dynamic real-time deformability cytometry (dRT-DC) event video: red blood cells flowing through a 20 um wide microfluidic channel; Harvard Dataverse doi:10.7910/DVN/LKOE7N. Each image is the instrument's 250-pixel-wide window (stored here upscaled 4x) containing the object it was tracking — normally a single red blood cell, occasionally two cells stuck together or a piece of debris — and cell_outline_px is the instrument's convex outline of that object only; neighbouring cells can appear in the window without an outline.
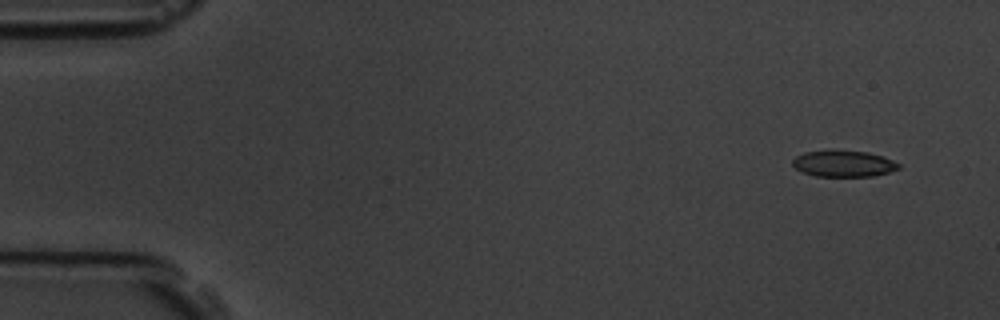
{"species": "common noctule bat (a hibernating species)", "species_latin": "Nyctalus noctula", "temperature_condition": "room temperature", "stored_images_in_passage": 5, "camera_frame_rate_fps": 3000, "um_per_image_px": 0.085, "animal": {"sex": "male", "body_mass_g": 19.5, "forearm_length_mm": 54.6}, "frame": {"image": 1, "passage_image": 1, "time_ms": 0.0, "image_size_px": [1000, 320], "cell_outline_px": [[900, 168], [888, 172], [872, 176], [816, 176], [804, 172], [796, 168], [792, 164], [792, 160], [796, 156], [804, 152], [868, 152], [892, 160], [900, 164]], "centroid_in_image_um": [71.71, 13.94], "position_along_channel_um": 13.3, "area_um2": 15.61}}
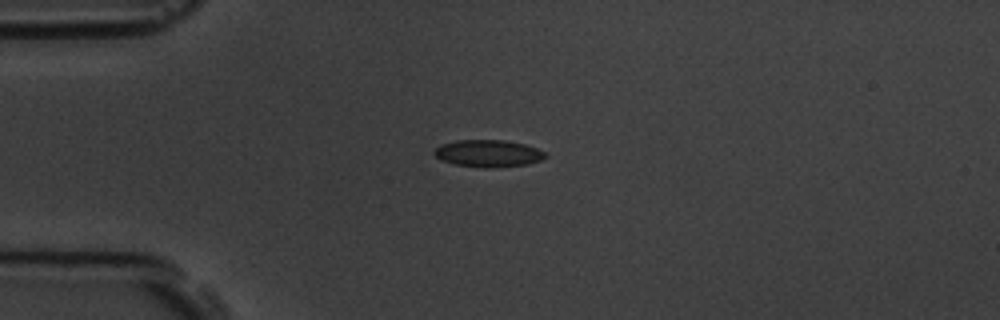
{"frame": {"image": 2, "passage_image": 4, "time_ms": 3.333, "image_size_px": [1000, 320], "cell_outline_px": [[548, 156], [540, 160], [528, 164], [488, 168], [484, 168], [456, 164], [440, 160], [432, 152], [440, 144], [456, 140], [504, 140], [524, 144], [536, 148], [544, 152]], "centroid_in_image_um": [41.47, 13.03], "position_along_channel_um": 43.5, "area_um2": 17.51}}